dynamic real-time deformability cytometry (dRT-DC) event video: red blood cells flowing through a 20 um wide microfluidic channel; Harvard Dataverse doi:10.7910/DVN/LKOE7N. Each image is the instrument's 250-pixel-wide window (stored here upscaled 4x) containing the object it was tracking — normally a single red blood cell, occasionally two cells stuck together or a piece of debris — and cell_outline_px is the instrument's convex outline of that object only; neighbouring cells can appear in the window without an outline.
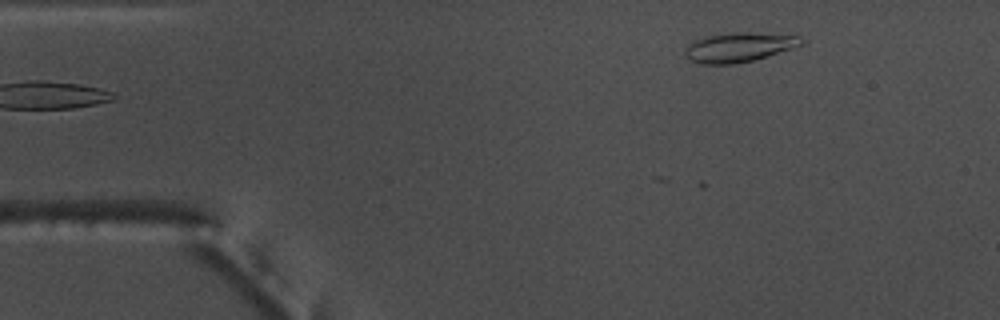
{"species": "common noctule bat (a hibernating species)", "species_latin": "Nyctalus noctula", "temperature_condition": "warm", "stored_images_in_passage": 2, "camera_frame_rate_fps": 3000, "um_per_image_px": 0.085, "animal": {"sex": "male", "body_mass_g": 17.5, "forearm_length_mm": 52.3}, "frame": {"image": 1, "passage_image": 2, "time_ms": 0.333, "image_size_px": [1000, 320], "cell_outline_px": [[808, 40], [804, 44], [792, 48], [752, 60], [736, 64], [704, 64], [688, 60], [684, 56], [684, 52], [688, 44], [692, 40], [704, 36], [732, 32], [748, 32], [800, 36]], "centroid_in_image_um": [62.78, 4.0], "position_along_channel_um": 22.2, "area_um2": 20.17}}